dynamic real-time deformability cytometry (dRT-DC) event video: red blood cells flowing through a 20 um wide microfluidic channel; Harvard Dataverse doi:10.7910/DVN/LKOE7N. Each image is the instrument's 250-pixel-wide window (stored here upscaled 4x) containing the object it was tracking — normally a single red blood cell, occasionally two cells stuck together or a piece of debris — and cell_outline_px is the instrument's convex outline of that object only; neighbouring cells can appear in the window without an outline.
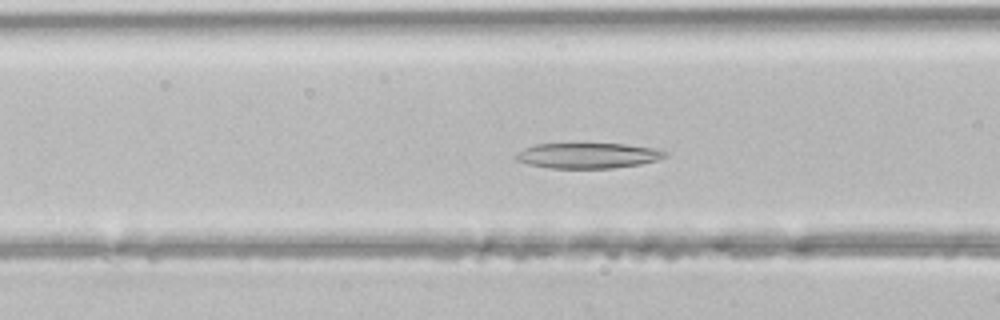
{"species": "common noctule bat (a hibernating species)", "species_latin": "Nyctalus noctula", "temperature_condition": "room temperature", "stored_images_in_passage": 42, "camera_frame_rate_fps": 3000, "um_per_image_px": 0.085, "animal": {"sex": "male", "body_mass_g": 21.5, "forearm_length_mm": 52.0}, "frame": {"image": 1, "passage_image": 12, "time_ms": 3.667, "image_size_px": [1000, 320], "cell_outline_px": [[672, 152], [668, 156], [656, 160], [640, 164], [612, 168], [552, 168], [528, 164], [516, 160], [516, 152], [524, 148], [536, 144], [624, 144], [652, 148]], "centroid_in_image_um": [50.0, 13.22], "position_along_channel_um": 116.6, "area_um2": 22.02}}
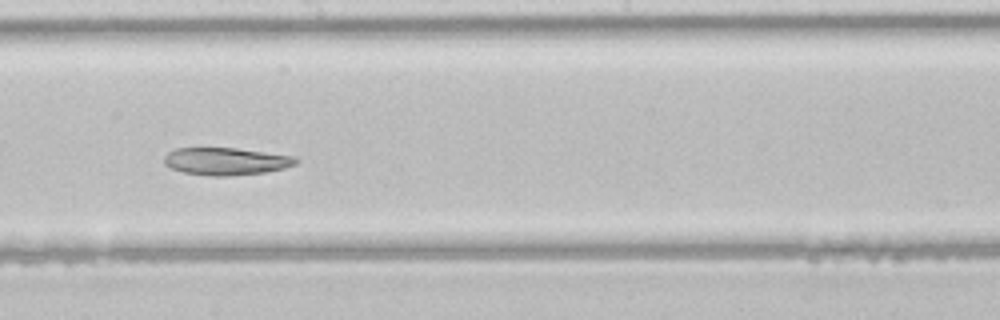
{"frame": {"image": 2, "passage_image": 20, "time_ms": 6.333, "image_size_px": [1000, 320], "cell_outline_px": [[300, 160], [296, 164], [284, 168], [264, 172], [228, 176], [212, 176], [184, 172], [172, 168], [164, 164], [164, 156], [168, 152], [176, 148], [236, 148], [296, 156]], "centroid_in_image_um": [19.23, 13.7], "position_along_channel_um": 229.0, "area_um2": 21.04}}
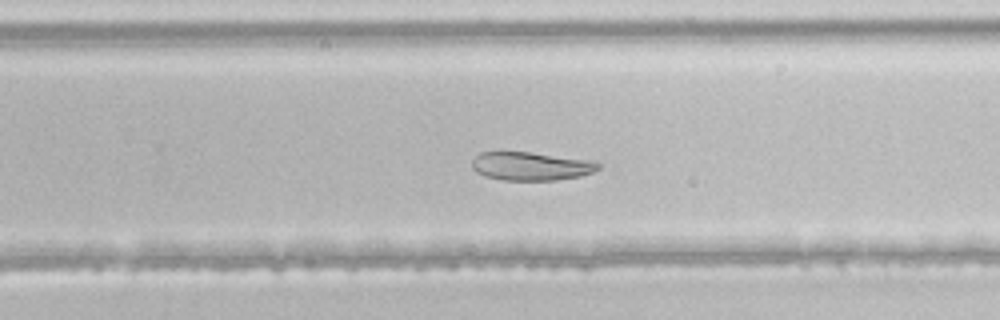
{"frame": {"image": 3, "passage_image": 24, "time_ms": 7.667, "image_size_px": [1000, 320], "cell_outline_px": [[600, 168], [592, 172], [580, 176], [556, 180], [504, 180], [484, 176], [476, 172], [472, 168], [472, 160], [480, 152], [528, 152], [588, 160], [600, 164]], "centroid_in_image_um": [45.09, 14.13], "position_along_channel_um": 284.7, "area_um2": 20.69}}